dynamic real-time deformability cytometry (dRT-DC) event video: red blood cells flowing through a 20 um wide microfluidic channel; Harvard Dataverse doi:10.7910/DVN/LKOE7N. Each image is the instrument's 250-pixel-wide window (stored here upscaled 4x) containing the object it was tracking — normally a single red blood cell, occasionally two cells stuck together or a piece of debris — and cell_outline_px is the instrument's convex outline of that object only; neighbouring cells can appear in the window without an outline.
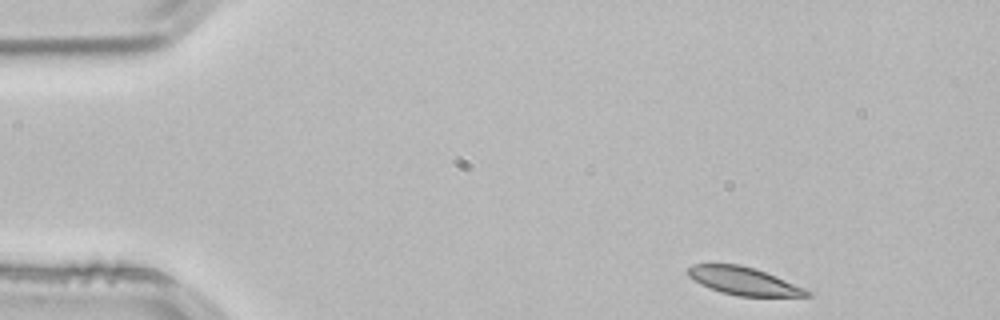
{"species": "common noctule bat (a hibernating species)", "species_latin": "Nyctalus noctula", "temperature_condition": "room temperature", "stored_images_in_passage": 48, "camera_frame_rate_fps": 3000, "um_per_image_px": 0.085, "animal": {"sex": "male", "body_mass_g": 21.5, "forearm_length_mm": 52.0}, "frame": {"image": 1, "passage_image": 1, "time_ms": 0.0, "image_size_px": [1000, 320], "cell_outline_px": [[812, 296], [736, 296], [720, 292], [708, 288], [700, 284], [688, 276], [684, 272], [692, 264], [740, 264], [756, 268], [776, 276], [804, 288], [812, 292]], "centroid_in_image_um": [63.17, 23.88], "position_along_channel_um": 21.8, "area_um2": 19.48}}
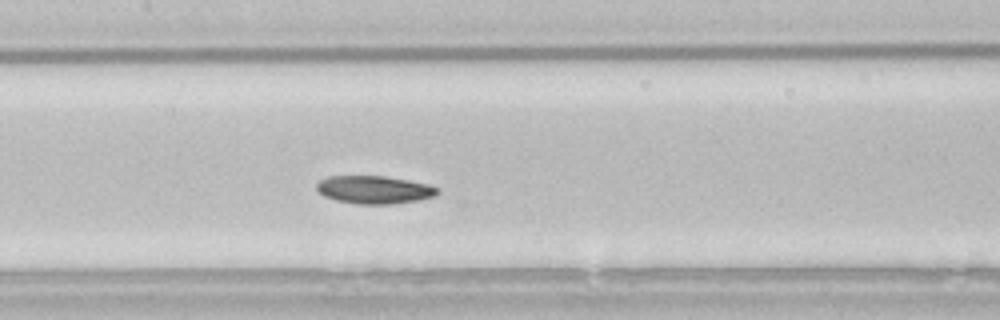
{"frame": {"image": 2, "passage_image": 20, "time_ms": 6.333, "image_size_px": [1000, 320], "cell_outline_px": [[440, 192], [436, 196], [420, 200], [392, 204], [356, 204], [336, 200], [324, 196], [316, 188], [316, 184], [320, 180], [328, 176], [384, 176], [408, 180], [428, 184], [440, 188]], "centroid_in_image_um": [31.85, 16.13], "position_along_channel_um": 175.5, "area_um2": 19.83}}
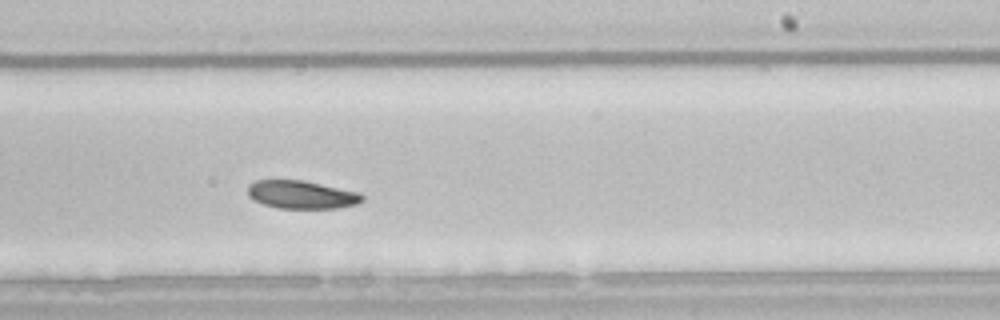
{"frame": {"image": 3, "passage_image": 27, "time_ms": 8.667, "image_size_px": [1000, 320], "cell_outline_px": [[364, 200], [356, 204], [336, 208], [276, 208], [252, 200], [248, 196], [248, 184], [256, 180], [304, 180], [360, 192], [364, 196]], "centroid_in_image_um": [25.63, 16.54], "position_along_channel_um": 263.4, "area_um2": 18.9}, "authors_computed_cell_mechanics": {"area_um2": 20.0277, "velocity_mm_per_s": 3.7771, "shape_relaxation_time_tau1_ms": 6.3781, "shape_relaxation_time_tau2_ms": null, "deformation_change_tau1": 0.1261, "deformation_change_tau2": null}}